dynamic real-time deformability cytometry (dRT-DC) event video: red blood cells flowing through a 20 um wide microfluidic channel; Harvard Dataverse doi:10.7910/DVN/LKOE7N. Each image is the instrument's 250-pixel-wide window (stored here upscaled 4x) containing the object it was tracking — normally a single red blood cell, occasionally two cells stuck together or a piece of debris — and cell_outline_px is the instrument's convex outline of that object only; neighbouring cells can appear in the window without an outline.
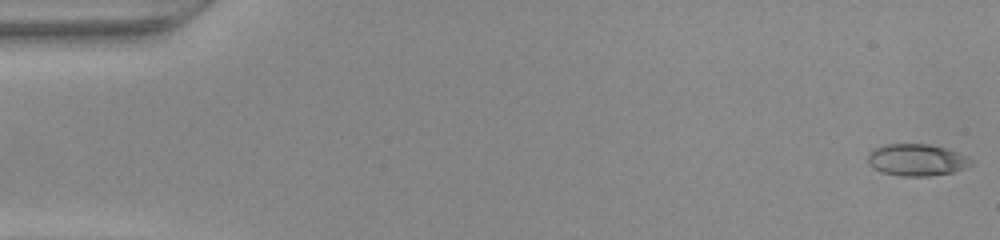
{"species": "common noctule bat (a hibernating species)", "species_latin": "Nyctalus noctula", "temperature_condition": "warm", "stored_images_in_passage": 49, "camera_frame_rate_fps": 3000, "um_per_image_px": 0.085, "animal": {"sex": "female", "body_mass_g": 22.0, "forearm_length_mm": 56.7}, "frame": {"image": 1, "passage_image": 1, "time_ms": 0.0, "image_size_px": [1000, 240], "cell_outline_px": [[972, 164], [964, 168], [952, 172], [928, 176], [900, 176], [880, 172], [872, 168], [868, 164], [868, 152], [872, 148], [884, 144], [928, 144], [944, 148], [968, 156], [972, 160]], "centroid_in_image_um": [77.86, 13.59], "position_along_channel_um": 7.1, "area_um2": 19.31}}
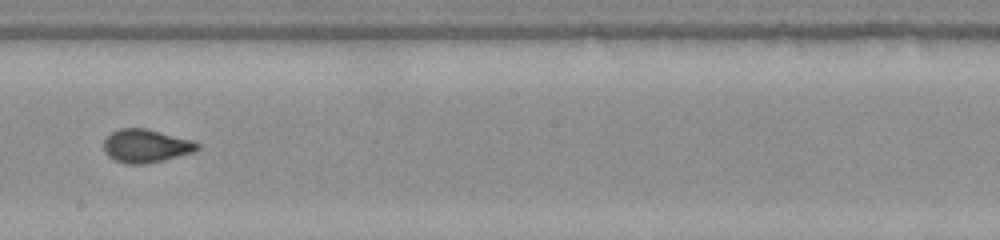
{"frame": {"image": 2, "passage_image": 28, "time_ms": 9.0, "image_size_px": [1000, 240], "cell_outline_px": [[200, 148], [192, 152], [148, 164], [124, 164], [112, 160], [104, 152], [104, 140], [112, 132], [120, 128], [144, 128], [192, 140], [200, 144]], "centroid_in_image_um": [12.37, 12.42], "position_along_channel_um": 235.8, "area_um2": 18.15}}
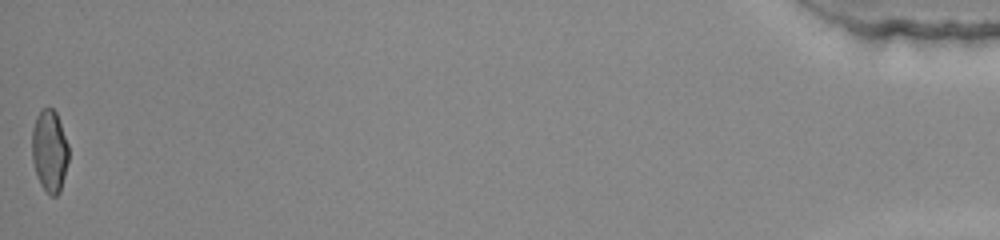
{"frame": {"image": 3, "passage_image": 49, "time_ms": 16.0, "image_size_px": [1000, 240], "cell_outline_px": [[68, 160], [60, 192], [56, 196], [48, 196], [40, 184], [36, 176], [32, 160], [32, 128], [36, 116], [44, 108], [52, 108], [56, 112], [68, 144]], "centroid_in_image_um": [4.2, 12.86], "position_along_channel_um": 431.0, "area_um2": 17.63}}